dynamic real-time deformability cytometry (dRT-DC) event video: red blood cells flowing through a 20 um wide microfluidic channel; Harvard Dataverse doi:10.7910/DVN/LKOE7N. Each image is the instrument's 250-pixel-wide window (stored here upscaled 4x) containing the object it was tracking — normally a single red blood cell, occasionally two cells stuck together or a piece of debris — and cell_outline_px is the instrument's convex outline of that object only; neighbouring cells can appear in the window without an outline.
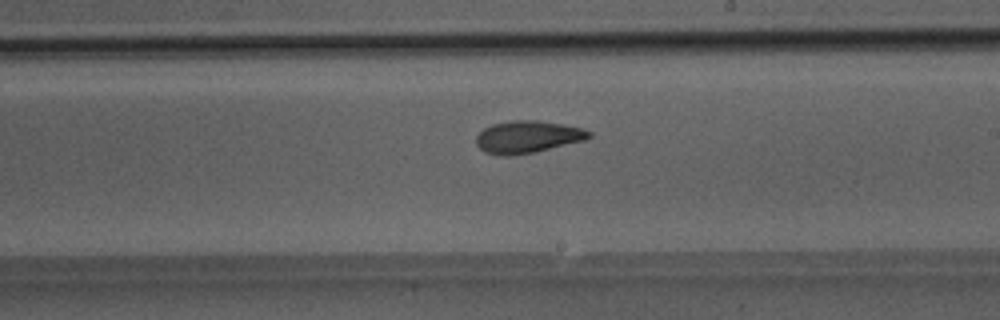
{"species": "Egyptian fruit bat (a non-hibernating species)", "species_latin": "Rousettus aegyptiacus", "temperature_condition": "room temperature", "stored_images_in_passage": 38, "camera_frame_rate_fps": 3000, "um_per_image_px": 0.085, "animal": {"sex": "male"}, "frame": {"image": 1, "passage_image": 25, "time_ms": 8.0, "image_size_px": [1000, 320], "cell_outline_px": [[592, 136], [584, 140], [536, 152], [508, 156], [504, 156], [484, 152], [476, 144], [476, 136], [484, 128], [492, 124], [512, 120], [536, 120], [584, 128], [592, 132]], "centroid_in_image_um": [44.84, 11.64], "position_along_channel_um": 244.2, "area_um2": 21.21}}
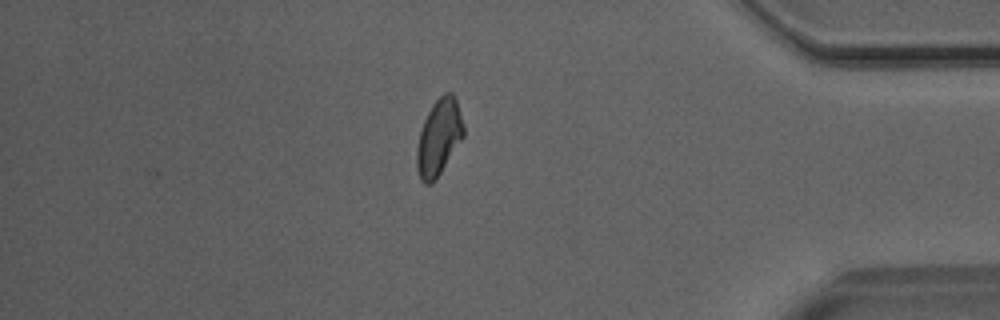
{"frame": {"image": 2, "passage_image": 38, "time_ms": 12.333, "image_size_px": [1000, 320], "cell_outline_px": [[464, 136], [432, 184], [424, 184], [420, 180], [416, 168], [416, 152], [420, 132], [424, 120], [432, 104], [444, 92], [452, 92], [456, 96], [464, 124]], "centroid_in_image_um": [37.31, 11.65], "position_along_channel_um": 397.9, "area_um2": 20.81}}